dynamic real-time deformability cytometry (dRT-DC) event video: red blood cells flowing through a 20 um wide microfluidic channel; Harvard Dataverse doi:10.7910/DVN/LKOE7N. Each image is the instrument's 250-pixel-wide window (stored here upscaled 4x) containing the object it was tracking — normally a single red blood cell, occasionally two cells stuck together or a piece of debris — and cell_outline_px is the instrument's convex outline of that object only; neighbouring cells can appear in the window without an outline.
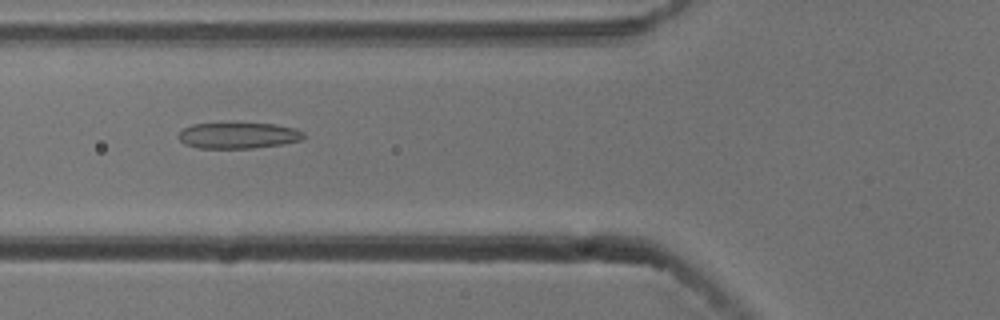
{"species": "common noctule bat (a hibernating species)", "species_latin": "Nyctalus noctula", "temperature_condition": "cold", "stored_images_in_passage": 54, "camera_frame_rate_fps": 3000, "um_per_image_px": 0.085, "animal": {"sex": "male", "body_mass_g": 13.3}, "frame": {"image": 1, "passage_image": 20, "time_ms": 6.333, "image_size_px": [1000, 320], "cell_outline_px": [[304, 136], [300, 140], [284, 144], [252, 148], [200, 148], [184, 144], [180, 140], [180, 132], [184, 128], [192, 124], [276, 124], [296, 128], [304, 132]], "centroid_in_image_um": [20.29, 11.52], "position_along_channel_um": 105.5, "area_um2": 18.73}}
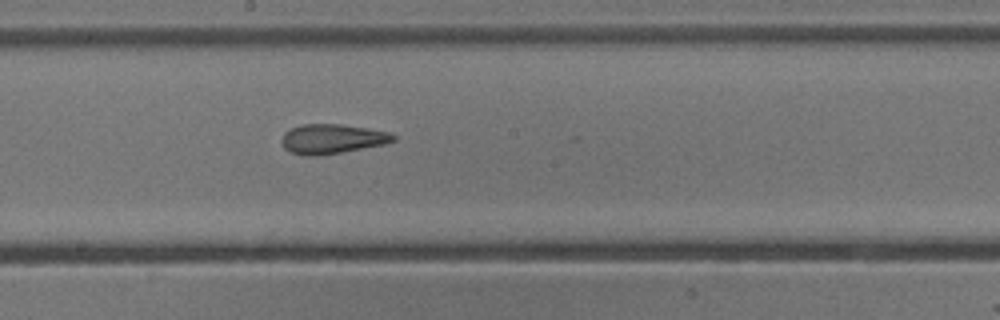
{"frame": {"image": 2, "passage_image": 29, "time_ms": 9.333, "image_size_px": [1000, 320], "cell_outline_px": [[396, 140], [384, 144], [340, 152], [316, 156], [304, 156], [288, 152], [284, 148], [280, 140], [284, 132], [300, 124], [340, 124], [368, 128], [392, 132], [396, 136]], "centroid_in_image_um": [28.2, 11.8], "position_along_channel_um": 220.0, "area_um2": 19.42}}
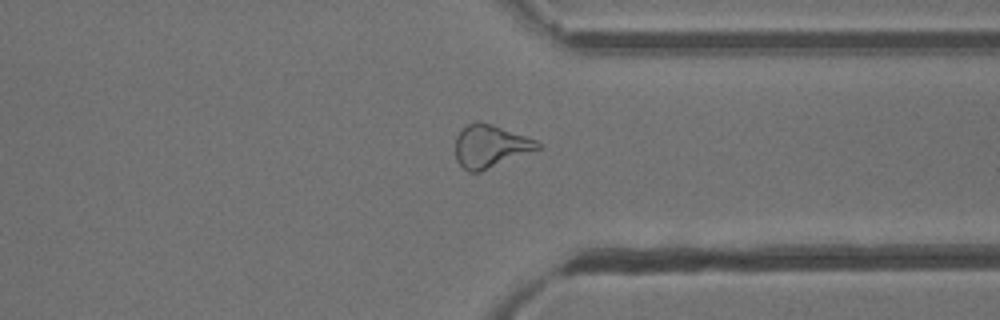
{"frame": {"image": 3, "passage_image": 41, "time_ms": 13.333, "image_size_px": [1000, 320], "cell_outline_px": [[540, 148], [480, 172], [468, 172], [456, 160], [456, 136], [468, 124], [476, 120], [492, 124], [536, 140], [540, 144]], "centroid_in_image_um": [41.65, 12.43], "position_along_channel_um": 369.8, "area_um2": 20.17}, "authors_computed_cell_mechanics": {"area_um2": 21.2126, "velocity_mm_per_s": 3.7903, "shape_relaxation_time_tau1_ms": null, "shape_relaxation_time_tau2_ms": 3.1509, "deformation_change_tau1": null, "deformation_change_tau2": 0.1209}}